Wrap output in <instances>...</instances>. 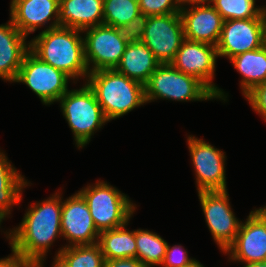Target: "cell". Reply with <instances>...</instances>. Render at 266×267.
Masks as SVG:
<instances>
[{
	"instance_id": "8fae6325",
	"label": "cell",
	"mask_w": 266,
	"mask_h": 267,
	"mask_svg": "<svg viewBox=\"0 0 266 267\" xmlns=\"http://www.w3.org/2000/svg\"><path fill=\"white\" fill-rule=\"evenodd\" d=\"M84 57L89 72L115 69L127 46L115 27L98 25L84 29Z\"/></svg>"
},
{
	"instance_id": "4316f807",
	"label": "cell",
	"mask_w": 266,
	"mask_h": 267,
	"mask_svg": "<svg viewBox=\"0 0 266 267\" xmlns=\"http://www.w3.org/2000/svg\"><path fill=\"white\" fill-rule=\"evenodd\" d=\"M139 4L131 0H103V24L117 28L136 18Z\"/></svg>"
},
{
	"instance_id": "4fadbf2b",
	"label": "cell",
	"mask_w": 266,
	"mask_h": 267,
	"mask_svg": "<svg viewBox=\"0 0 266 267\" xmlns=\"http://www.w3.org/2000/svg\"><path fill=\"white\" fill-rule=\"evenodd\" d=\"M184 39L180 13L148 16L142 42L161 64H170L173 61Z\"/></svg>"
},
{
	"instance_id": "5bb4252c",
	"label": "cell",
	"mask_w": 266,
	"mask_h": 267,
	"mask_svg": "<svg viewBox=\"0 0 266 267\" xmlns=\"http://www.w3.org/2000/svg\"><path fill=\"white\" fill-rule=\"evenodd\" d=\"M266 44V18L224 20L218 57L229 60L236 55L258 49Z\"/></svg>"
},
{
	"instance_id": "d6986e66",
	"label": "cell",
	"mask_w": 266,
	"mask_h": 267,
	"mask_svg": "<svg viewBox=\"0 0 266 267\" xmlns=\"http://www.w3.org/2000/svg\"><path fill=\"white\" fill-rule=\"evenodd\" d=\"M59 26L84 30L103 24V0H60Z\"/></svg>"
},
{
	"instance_id": "83f0119b",
	"label": "cell",
	"mask_w": 266,
	"mask_h": 267,
	"mask_svg": "<svg viewBox=\"0 0 266 267\" xmlns=\"http://www.w3.org/2000/svg\"><path fill=\"white\" fill-rule=\"evenodd\" d=\"M141 14L147 16L180 13V0H141L139 3Z\"/></svg>"
},
{
	"instance_id": "52a82bcc",
	"label": "cell",
	"mask_w": 266,
	"mask_h": 267,
	"mask_svg": "<svg viewBox=\"0 0 266 267\" xmlns=\"http://www.w3.org/2000/svg\"><path fill=\"white\" fill-rule=\"evenodd\" d=\"M72 80L64 72L41 61L30 50L25 54L14 83L27 85L45 106H50L69 90L68 82Z\"/></svg>"
},
{
	"instance_id": "7a4b0ae2",
	"label": "cell",
	"mask_w": 266,
	"mask_h": 267,
	"mask_svg": "<svg viewBox=\"0 0 266 267\" xmlns=\"http://www.w3.org/2000/svg\"><path fill=\"white\" fill-rule=\"evenodd\" d=\"M29 50L41 61L64 72L73 83L81 78L86 81L90 73L84 57L82 30L59 26L41 31L29 41Z\"/></svg>"
},
{
	"instance_id": "74e56055",
	"label": "cell",
	"mask_w": 266,
	"mask_h": 267,
	"mask_svg": "<svg viewBox=\"0 0 266 267\" xmlns=\"http://www.w3.org/2000/svg\"><path fill=\"white\" fill-rule=\"evenodd\" d=\"M185 267H204V265L195 259L192 263H190L189 265H187Z\"/></svg>"
},
{
	"instance_id": "f35d334b",
	"label": "cell",
	"mask_w": 266,
	"mask_h": 267,
	"mask_svg": "<svg viewBox=\"0 0 266 267\" xmlns=\"http://www.w3.org/2000/svg\"><path fill=\"white\" fill-rule=\"evenodd\" d=\"M131 1L139 4L141 0H131Z\"/></svg>"
},
{
	"instance_id": "44dd1931",
	"label": "cell",
	"mask_w": 266,
	"mask_h": 267,
	"mask_svg": "<svg viewBox=\"0 0 266 267\" xmlns=\"http://www.w3.org/2000/svg\"><path fill=\"white\" fill-rule=\"evenodd\" d=\"M230 62L242 76L240 89L243 96L254 87L266 82V44L258 49L236 55L230 59Z\"/></svg>"
},
{
	"instance_id": "8d00e7d4",
	"label": "cell",
	"mask_w": 266,
	"mask_h": 267,
	"mask_svg": "<svg viewBox=\"0 0 266 267\" xmlns=\"http://www.w3.org/2000/svg\"><path fill=\"white\" fill-rule=\"evenodd\" d=\"M9 214L4 211L1 207H0V228H1V223L3 222V220H6L5 218H9Z\"/></svg>"
},
{
	"instance_id": "4dcf8cb0",
	"label": "cell",
	"mask_w": 266,
	"mask_h": 267,
	"mask_svg": "<svg viewBox=\"0 0 266 267\" xmlns=\"http://www.w3.org/2000/svg\"><path fill=\"white\" fill-rule=\"evenodd\" d=\"M244 98L250 103L252 109L266 122V82L254 87Z\"/></svg>"
},
{
	"instance_id": "8992f818",
	"label": "cell",
	"mask_w": 266,
	"mask_h": 267,
	"mask_svg": "<svg viewBox=\"0 0 266 267\" xmlns=\"http://www.w3.org/2000/svg\"><path fill=\"white\" fill-rule=\"evenodd\" d=\"M145 102L158 99L188 102L216 100L215 94L199 79L171 64H161L144 85Z\"/></svg>"
},
{
	"instance_id": "d590c367",
	"label": "cell",
	"mask_w": 266,
	"mask_h": 267,
	"mask_svg": "<svg viewBox=\"0 0 266 267\" xmlns=\"http://www.w3.org/2000/svg\"><path fill=\"white\" fill-rule=\"evenodd\" d=\"M242 267H266V262H253V263H247L243 264Z\"/></svg>"
},
{
	"instance_id": "2e32d148",
	"label": "cell",
	"mask_w": 266,
	"mask_h": 267,
	"mask_svg": "<svg viewBox=\"0 0 266 267\" xmlns=\"http://www.w3.org/2000/svg\"><path fill=\"white\" fill-rule=\"evenodd\" d=\"M59 3L60 0H11L9 16L14 26L28 38L44 26L42 31L59 27Z\"/></svg>"
},
{
	"instance_id": "7c38bea8",
	"label": "cell",
	"mask_w": 266,
	"mask_h": 267,
	"mask_svg": "<svg viewBox=\"0 0 266 267\" xmlns=\"http://www.w3.org/2000/svg\"><path fill=\"white\" fill-rule=\"evenodd\" d=\"M224 254L229 261L242 264L266 262V205L250 211Z\"/></svg>"
},
{
	"instance_id": "f546056e",
	"label": "cell",
	"mask_w": 266,
	"mask_h": 267,
	"mask_svg": "<svg viewBox=\"0 0 266 267\" xmlns=\"http://www.w3.org/2000/svg\"><path fill=\"white\" fill-rule=\"evenodd\" d=\"M195 258L188 256V251L182 245L177 244L172 247L168 244L162 267H185L192 263Z\"/></svg>"
},
{
	"instance_id": "d6a6232c",
	"label": "cell",
	"mask_w": 266,
	"mask_h": 267,
	"mask_svg": "<svg viewBox=\"0 0 266 267\" xmlns=\"http://www.w3.org/2000/svg\"><path fill=\"white\" fill-rule=\"evenodd\" d=\"M0 267H32V263L11 253L5 258H0Z\"/></svg>"
},
{
	"instance_id": "5b68a950",
	"label": "cell",
	"mask_w": 266,
	"mask_h": 267,
	"mask_svg": "<svg viewBox=\"0 0 266 267\" xmlns=\"http://www.w3.org/2000/svg\"><path fill=\"white\" fill-rule=\"evenodd\" d=\"M86 200L99 232L121 227L130 222L137 209L129 196L107 181L97 180L78 191Z\"/></svg>"
},
{
	"instance_id": "277c9868",
	"label": "cell",
	"mask_w": 266,
	"mask_h": 267,
	"mask_svg": "<svg viewBox=\"0 0 266 267\" xmlns=\"http://www.w3.org/2000/svg\"><path fill=\"white\" fill-rule=\"evenodd\" d=\"M58 102L78 149L89 144L92 135L108 122L86 82L79 89L68 90Z\"/></svg>"
},
{
	"instance_id": "30bf717a",
	"label": "cell",
	"mask_w": 266,
	"mask_h": 267,
	"mask_svg": "<svg viewBox=\"0 0 266 267\" xmlns=\"http://www.w3.org/2000/svg\"><path fill=\"white\" fill-rule=\"evenodd\" d=\"M187 145L195 171L197 192L228 190L225 152L194 135L187 136Z\"/></svg>"
},
{
	"instance_id": "836d02e7",
	"label": "cell",
	"mask_w": 266,
	"mask_h": 267,
	"mask_svg": "<svg viewBox=\"0 0 266 267\" xmlns=\"http://www.w3.org/2000/svg\"><path fill=\"white\" fill-rule=\"evenodd\" d=\"M215 0H180L181 6L212 5Z\"/></svg>"
},
{
	"instance_id": "9c48e42d",
	"label": "cell",
	"mask_w": 266,
	"mask_h": 267,
	"mask_svg": "<svg viewBox=\"0 0 266 267\" xmlns=\"http://www.w3.org/2000/svg\"><path fill=\"white\" fill-rule=\"evenodd\" d=\"M205 222L221 252L234 242L241 220L235 216L227 190L198 192Z\"/></svg>"
},
{
	"instance_id": "603a6c76",
	"label": "cell",
	"mask_w": 266,
	"mask_h": 267,
	"mask_svg": "<svg viewBox=\"0 0 266 267\" xmlns=\"http://www.w3.org/2000/svg\"><path fill=\"white\" fill-rule=\"evenodd\" d=\"M129 222L121 227L100 232L97 244L105 260L136 258L135 230H129Z\"/></svg>"
},
{
	"instance_id": "9a60e30c",
	"label": "cell",
	"mask_w": 266,
	"mask_h": 267,
	"mask_svg": "<svg viewBox=\"0 0 266 267\" xmlns=\"http://www.w3.org/2000/svg\"><path fill=\"white\" fill-rule=\"evenodd\" d=\"M61 233L67 244L93 245L98 242L97 230L86 200L77 191L65 200L62 197Z\"/></svg>"
},
{
	"instance_id": "f1b7e54d",
	"label": "cell",
	"mask_w": 266,
	"mask_h": 267,
	"mask_svg": "<svg viewBox=\"0 0 266 267\" xmlns=\"http://www.w3.org/2000/svg\"><path fill=\"white\" fill-rule=\"evenodd\" d=\"M147 20V15L139 14L127 24L118 26L116 29L118 30L121 38L124 39L128 44L142 42Z\"/></svg>"
},
{
	"instance_id": "ba28073f",
	"label": "cell",
	"mask_w": 266,
	"mask_h": 267,
	"mask_svg": "<svg viewBox=\"0 0 266 267\" xmlns=\"http://www.w3.org/2000/svg\"><path fill=\"white\" fill-rule=\"evenodd\" d=\"M217 58L216 46L184 39L170 64L179 71L199 79L215 94L217 100L225 102L228 93L213 82Z\"/></svg>"
},
{
	"instance_id": "cb8c5ba5",
	"label": "cell",
	"mask_w": 266,
	"mask_h": 267,
	"mask_svg": "<svg viewBox=\"0 0 266 267\" xmlns=\"http://www.w3.org/2000/svg\"><path fill=\"white\" fill-rule=\"evenodd\" d=\"M136 258L144 267L161 266L165 257L167 241L150 230L135 229Z\"/></svg>"
},
{
	"instance_id": "ffe728a7",
	"label": "cell",
	"mask_w": 266,
	"mask_h": 267,
	"mask_svg": "<svg viewBox=\"0 0 266 267\" xmlns=\"http://www.w3.org/2000/svg\"><path fill=\"white\" fill-rule=\"evenodd\" d=\"M160 65L153 52L143 42H138L127 44L115 70L145 85Z\"/></svg>"
},
{
	"instance_id": "3957f363",
	"label": "cell",
	"mask_w": 266,
	"mask_h": 267,
	"mask_svg": "<svg viewBox=\"0 0 266 267\" xmlns=\"http://www.w3.org/2000/svg\"><path fill=\"white\" fill-rule=\"evenodd\" d=\"M85 82L94 92L108 122L146 104L144 85L115 69L90 72Z\"/></svg>"
},
{
	"instance_id": "e0dca14e",
	"label": "cell",
	"mask_w": 266,
	"mask_h": 267,
	"mask_svg": "<svg viewBox=\"0 0 266 267\" xmlns=\"http://www.w3.org/2000/svg\"><path fill=\"white\" fill-rule=\"evenodd\" d=\"M180 14L185 39L217 46L224 20L212 5L181 6Z\"/></svg>"
},
{
	"instance_id": "7402d4cb",
	"label": "cell",
	"mask_w": 266,
	"mask_h": 267,
	"mask_svg": "<svg viewBox=\"0 0 266 267\" xmlns=\"http://www.w3.org/2000/svg\"><path fill=\"white\" fill-rule=\"evenodd\" d=\"M30 183L0 149V207L10 215L11 209L20 204L23 190Z\"/></svg>"
},
{
	"instance_id": "d4e9b609",
	"label": "cell",
	"mask_w": 266,
	"mask_h": 267,
	"mask_svg": "<svg viewBox=\"0 0 266 267\" xmlns=\"http://www.w3.org/2000/svg\"><path fill=\"white\" fill-rule=\"evenodd\" d=\"M55 255H59L70 267H104L105 258L100 246L74 245L60 247Z\"/></svg>"
},
{
	"instance_id": "1f68e13d",
	"label": "cell",
	"mask_w": 266,
	"mask_h": 267,
	"mask_svg": "<svg viewBox=\"0 0 266 267\" xmlns=\"http://www.w3.org/2000/svg\"><path fill=\"white\" fill-rule=\"evenodd\" d=\"M104 267H144L137 258L105 260Z\"/></svg>"
},
{
	"instance_id": "ac0fdd59",
	"label": "cell",
	"mask_w": 266,
	"mask_h": 267,
	"mask_svg": "<svg viewBox=\"0 0 266 267\" xmlns=\"http://www.w3.org/2000/svg\"><path fill=\"white\" fill-rule=\"evenodd\" d=\"M12 23L11 19L0 25V78L14 83L25 54L29 51V41Z\"/></svg>"
},
{
	"instance_id": "e575fe53",
	"label": "cell",
	"mask_w": 266,
	"mask_h": 267,
	"mask_svg": "<svg viewBox=\"0 0 266 267\" xmlns=\"http://www.w3.org/2000/svg\"><path fill=\"white\" fill-rule=\"evenodd\" d=\"M51 267H70L59 255L54 256Z\"/></svg>"
},
{
	"instance_id": "484cf974",
	"label": "cell",
	"mask_w": 266,
	"mask_h": 267,
	"mask_svg": "<svg viewBox=\"0 0 266 267\" xmlns=\"http://www.w3.org/2000/svg\"><path fill=\"white\" fill-rule=\"evenodd\" d=\"M212 6L223 20L266 18V5L259 7L256 0H215Z\"/></svg>"
},
{
	"instance_id": "6da1fadb",
	"label": "cell",
	"mask_w": 266,
	"mask_h": 267,
	"mask_svg": "<svg viewBox=\"0 0 266 267\" xmlns=\"http://www.w3.org/2000/svg\"><path fill=\"white\" fill-rule=\"evenodd\" d=\"M62 193L55 192L47 199L30 204L19 226L6 230L11 251L17 257L44 267L51 245L62 237Z\"/></svg>"
}]
</instances>
